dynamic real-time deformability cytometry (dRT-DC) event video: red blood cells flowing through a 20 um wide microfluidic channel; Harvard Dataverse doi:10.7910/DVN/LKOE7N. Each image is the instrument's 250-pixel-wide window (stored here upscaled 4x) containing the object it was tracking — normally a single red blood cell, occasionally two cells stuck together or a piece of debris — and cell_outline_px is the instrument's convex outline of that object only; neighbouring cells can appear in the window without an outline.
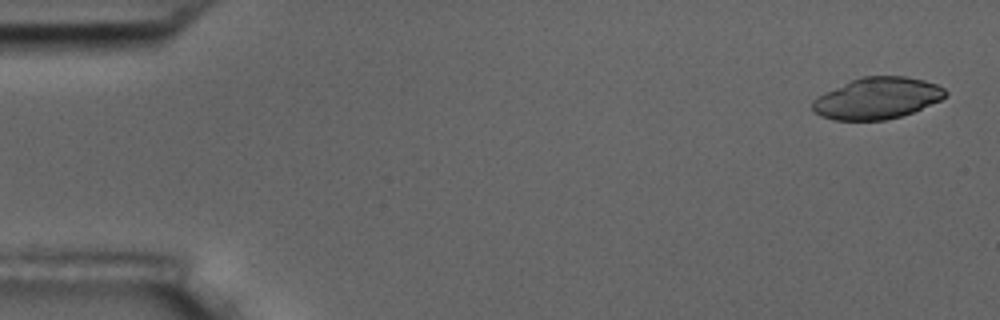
{"species": "common noctule bat (a hibernating species)", "species_latin": "Nyctalus noctula", "temperature_condition": "room temperature", "stored_images_in_passage": 5, "camera_frame_rate_fps": 3000, "um_per_image_px": 0.085, "animal": {"sex": "male", "body_mass_g": 17.5, "forearm_length_mm": 52.3}, "frame": {"image": 1, "passage_image": 1, "time_ms": 0.0, "image_size_px": [1000, 320], "cell_outline_px": [[948, 96], [940, 100], [912, 112], [900, 116], [884, 120], [832, 120], [820, 116], [812, 108], [812, 100], [852, 80], [864, 76], [904, 76], [924, 80], [936, 84], [944, 88], [948, 92]], "centroid_in_image_um": [74.6, 8.36], "position_along_channel_um": 10.4, "area_um2": 31.73}}